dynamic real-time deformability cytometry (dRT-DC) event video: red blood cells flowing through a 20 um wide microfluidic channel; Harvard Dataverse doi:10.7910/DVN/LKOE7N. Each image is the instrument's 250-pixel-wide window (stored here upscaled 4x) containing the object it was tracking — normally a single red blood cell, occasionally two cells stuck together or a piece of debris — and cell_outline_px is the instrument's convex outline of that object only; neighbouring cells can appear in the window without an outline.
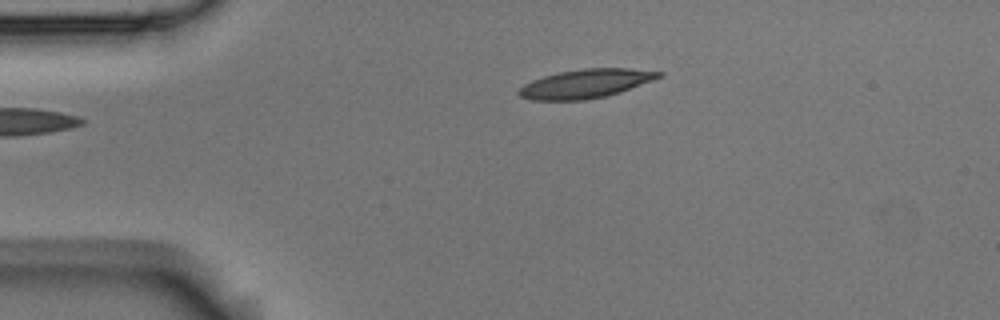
{"species": "Egyptian fruit bat (a non-hibernating species)", "species_latin": "Rousettus aegyptiacus", "temperature_condition": "room temperature", "stored_images_in_passage": 4, "camera_frame_rate_fps": 3000, "um_per_image_px": 0.085, "animal": {"sex": "male"}, "frame": {"image": 1, "passage_image": 4, "time_ms": 1.0, "image_size_px": [1000, 320], "cell_outline_px": [[664, 76], [620, 92], [604, 96], [584, 100], [532, 100], [520, 96], [516, 92], [524, 84], [532, 80], [544, 76], [560, 72], [584, 68], [632, 68], [664, 72]], "centroid_in_image_um": [49.81, 7.1], "position_along_channel_um": 35.2, "area_um2": 23.47}}